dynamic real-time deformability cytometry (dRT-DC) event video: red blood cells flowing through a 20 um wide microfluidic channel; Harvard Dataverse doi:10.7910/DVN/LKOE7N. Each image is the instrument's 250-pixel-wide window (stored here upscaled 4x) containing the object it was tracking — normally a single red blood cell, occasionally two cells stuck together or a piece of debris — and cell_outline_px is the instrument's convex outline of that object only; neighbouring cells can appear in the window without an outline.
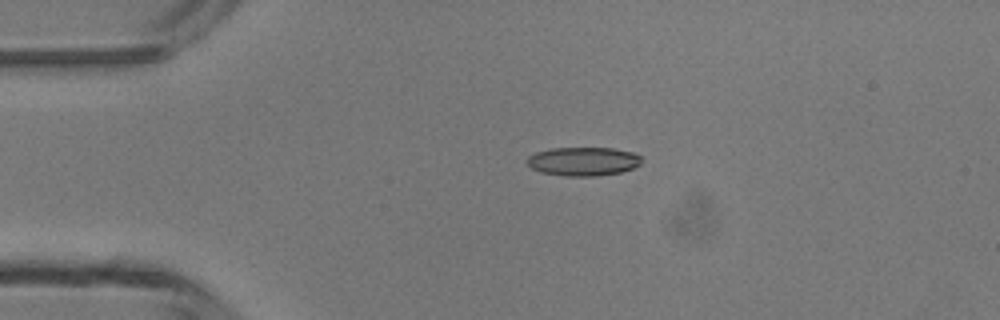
{"species": "common noctule bat (a hibernating species)", "species_latin": "Nyctalus noctula", "temperature_condition": "room temperature", "stored_images_in_passage": 4, "camera_frame_rate_fps": 3000, "um_per_image_px": 0.085, "animal": {"sex": "male", "body_mass_g": 13.3}, "frame": {"image": 1, "passage_image": 4, "time_ms": 3.333, "image_size_px": [1000, 320], "cell_outline_px": [[640, 164], [632, 168], [620, 172], [596, 176], [564, 176], [540, 172], [532, 168], [528, 164], [528, 156], [536, 152], [552, 148], [612, 148], [636, 152], [640, 156]], "centroid_in_image_um": [49.58, 13.71], "position_along_channel_um": 35.4, "area_um2": 19.13}}